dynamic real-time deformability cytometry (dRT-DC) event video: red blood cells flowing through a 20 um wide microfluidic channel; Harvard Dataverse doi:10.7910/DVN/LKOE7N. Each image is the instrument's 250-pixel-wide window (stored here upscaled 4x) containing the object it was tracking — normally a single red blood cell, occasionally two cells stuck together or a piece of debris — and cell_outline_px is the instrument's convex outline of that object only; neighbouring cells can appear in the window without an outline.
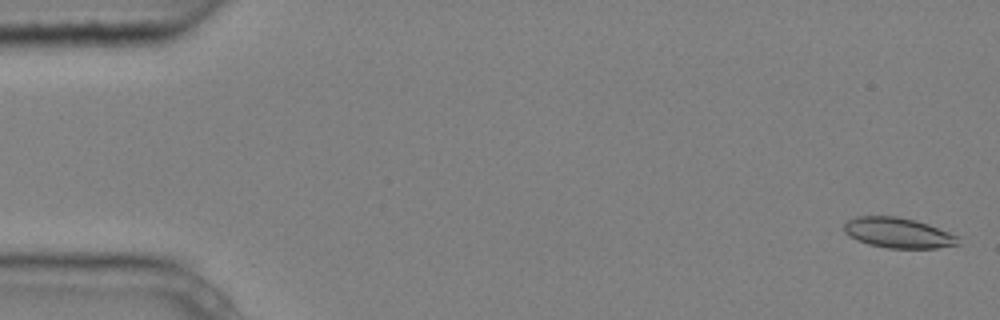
{"species": "common noctule bat (a hibernating species)", "species_latin": "Nyctalus noctula", "temperature_condition": "cold", "stored_images_in_passage": 5, "camera_frame_rate_fps": 3000, "um_per_image_px": 0.085, "animal": {"sex": "male", "body_mass_g": 20.4}, "frame": {"image": 1, "passage_image": 1, "time_ms": 0.0, "image_size_px": [1000, 320], "cell_outline_px": [[960, 244], [936, 248], [888, 248], [868, 244], [844, 232], [844, 224], [848, 220], [856, 216], [896, 216], [916, 220], [928, 224], [960, 236]], "centroid_in_image_um": [76.39, 19.78], "position_along_channel_um": 8.6, "area_um2": 20.11}}
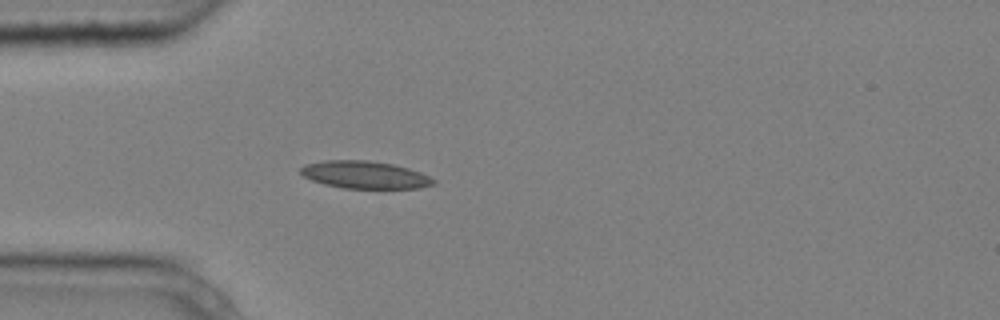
{"frame": {"image": 2, "passage_image": 5, "time_ms": 1.333, "image_size_px": [1000, 320], "cell_outline_px": [[436, 184], [420, 188], [344, 188], [324, 184], [312, 180], [304, 176], [300, 172], [300, 168], [304, 164], [324, 160], [368, 160], [392, 164], [408, 168], [420, 172], [436, 180]], "centroid_in_image_um": [31.01, 14.85], "position_along_channel_um": 54.0, "area_um2": 21.27}}